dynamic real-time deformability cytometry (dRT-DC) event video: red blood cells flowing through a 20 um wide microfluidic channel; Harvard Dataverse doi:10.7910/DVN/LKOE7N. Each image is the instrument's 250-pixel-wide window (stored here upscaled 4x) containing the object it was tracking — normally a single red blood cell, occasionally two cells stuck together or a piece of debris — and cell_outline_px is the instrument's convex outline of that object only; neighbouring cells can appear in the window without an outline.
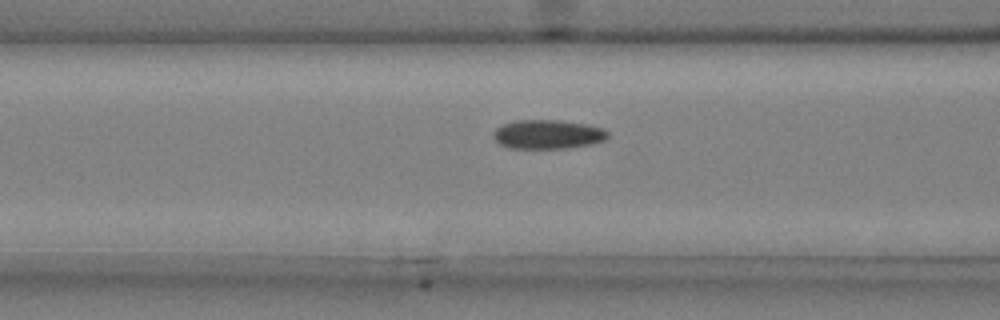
{"species": "common noctule bat (a hibernating species)", "species_latin": "Nyctalus noctula", "temperature_condition": "cold", "stored_images_in_passage": 22, "camera_frame_rate_fps": 3000, "um_per_image_px": 0.085, "animal": {"sex": "male", "body_mass_g": 20.4}, "frame": {"image": 1, "passage_image": 16, "time_ms": 5.0, "image_size_px": [1000, 320], "cell_outline_px": [[608, 136], [604, 140], [592, 144], [568, 148], [508, 148], [500, 144], [492, 136], [492, 132], [496, 128], [504, 124], [516, 120], [560, 120], [588, 124], [604, 128], [608, 132]], "centroid_in_image_um": [46.57, 11.41], "position_along_channel_um": 120.0, "area_um2": 19.54}}
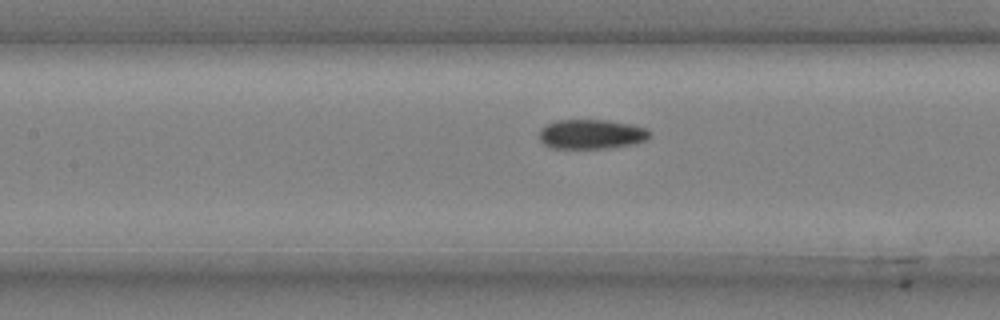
{"frame": {"image": 2, "passage_image": 19, "time_ms": 6.0, "image_size_px": [1000, 320], "cell_outline_px": [[652, 136], [648, 140], [636, 144], [608, 148], [552, 148], [544, 144], [540, 140], [540, 128], [556, 120], [608, 120], [632, 124], [648, 128], [652, 132]], "centroid_in_image_um": [50.35, 11.4], "position_along_channel_um": 157.0, "area_um2": 19.36}}